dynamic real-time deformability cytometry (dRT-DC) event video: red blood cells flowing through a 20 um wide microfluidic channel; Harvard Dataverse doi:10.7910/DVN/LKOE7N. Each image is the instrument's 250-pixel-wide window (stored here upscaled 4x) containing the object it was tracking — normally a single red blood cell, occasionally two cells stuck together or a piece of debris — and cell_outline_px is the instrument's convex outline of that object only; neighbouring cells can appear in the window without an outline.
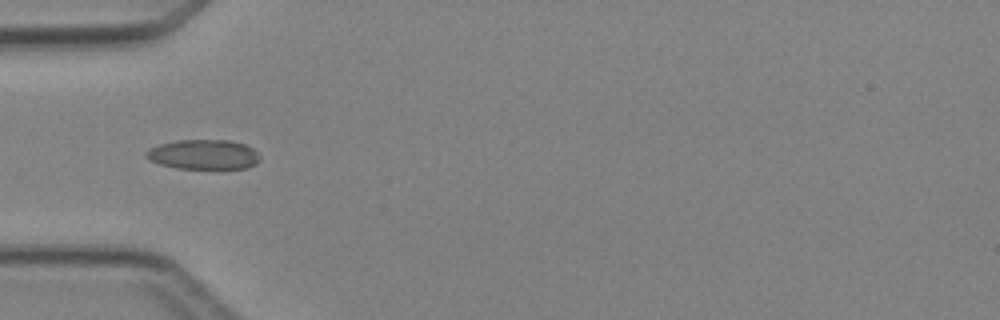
{"species": "Egyptian fruit bat (a non-hibernating species)", "species_latin": "Rousettus aegyptiacus", "temperature_condition": "cold", "stored_images_in_passage": 5, "camera_frame_rate_fps": 3000, "um_per_image_px": 0.085, "animal": {"sex": "female"}, "frame": {"image": 1, "passage_image": 4, "time_ms": 3.667, "image_size_px": [1000, 320], "cell_outline_px": [[260, 160], [256, 164], [248, 168], [176, 168], [160, 164], [148, 160], [144, 156], [144, 152], [148, 148], [160, 144], [176, 140], [228, 140], [244, 144], [252, 148], [260, 156]], "centroid_in_image_um": [17.26, 13.13], "position_along_channel_um": 67.7, "area_um2": 19.83}}
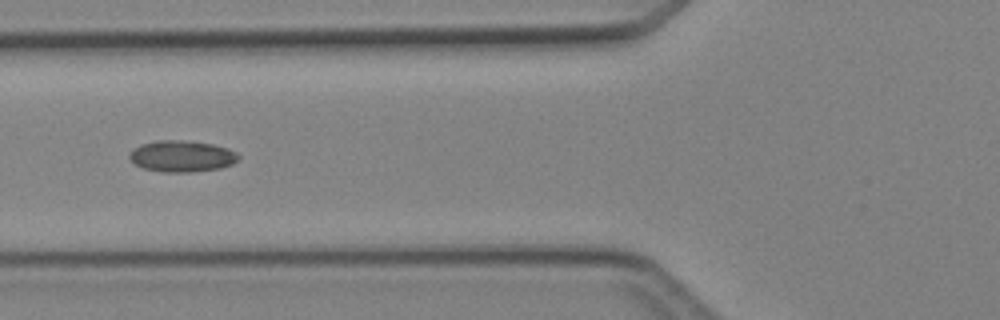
{"frame": {"image": 2, "passage_image": 5, "time_ms": 4.667, "image_size_px": [1000, 320], "cell_outline_px": [[240, 160], [232, 164], [220, 168], [192, 172], [160, 172], [144, 168], [136, 164], [128, 156], [132, 148], [140, 144], [156, 140], [184, 140], [212, 144], [228, 148], [236, 152], [240, 156]], "centroid_in_image_um": [15.46, 13.27], "position_along_channel_um": 110.3, "area_um2": 20.11}}